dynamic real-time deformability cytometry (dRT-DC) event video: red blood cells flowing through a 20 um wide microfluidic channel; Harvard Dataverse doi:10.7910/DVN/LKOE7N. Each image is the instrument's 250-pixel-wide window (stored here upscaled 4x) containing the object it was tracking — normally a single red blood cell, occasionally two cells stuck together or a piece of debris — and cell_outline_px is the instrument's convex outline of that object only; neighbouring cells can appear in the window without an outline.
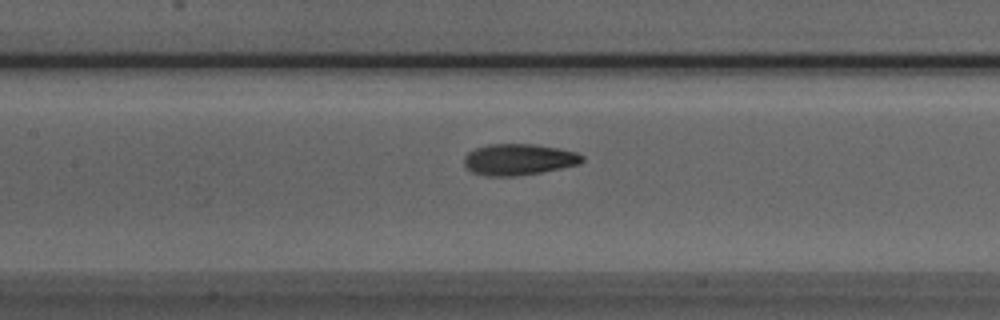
{"species": "Egyptian fruit bat (a non-hibernating species)", "species_latin": "Rousettus aegyptiacus", "temperature_condition": "room temperature", "stored_images_in_passage": 43, "camera_frame_rate_fps": 3000, "um_per_image_px": 0.085, "animal": {"sex": "male"}, "frame": {"image": 1, "passage_image": 14, "time_ms": 4.333, "image_size_px": [1000, 320], "cell_outline_px": [[584, 160], [580, 164], [540, 172], [512, 176], [488, 176], [472, 172], [464, 164], [464, 156], [468, 152], [476, 148], [488, 144], [532, 144], [556, 148], [576, 152], [584, 156]], "centroid_in_image_um": [44.08, 13.55], "position_along_channel_um": 163.3, "area_um2": 21.33}}
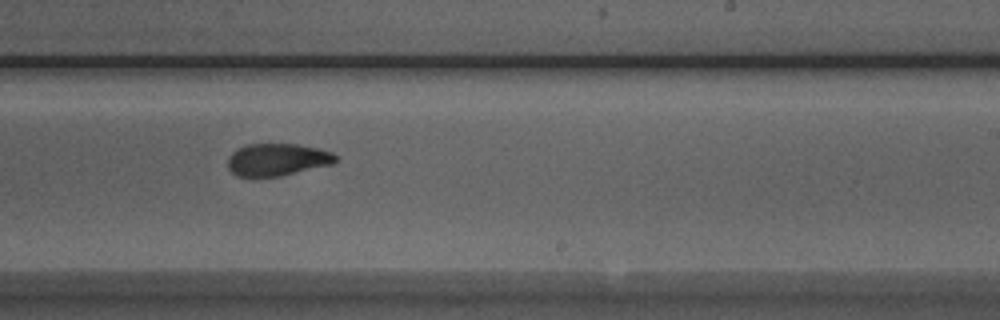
{"frame": {"image": 2, "passage_image": 22, "time_ms": 7.0, "image_size_px": [1000, 320], "cell_outline_px": [[336, 160], [332, 164], [280, 176], [236, 176], [228, 168], [228, 156], [236, 148], [248, 144], [296, 144], [320, 148], [332, 152], [336, 156]], "centroid_in_image_um": [23.55, 13.55], "position_along_channel_um": 265.5, "area_um2": 20.29}}
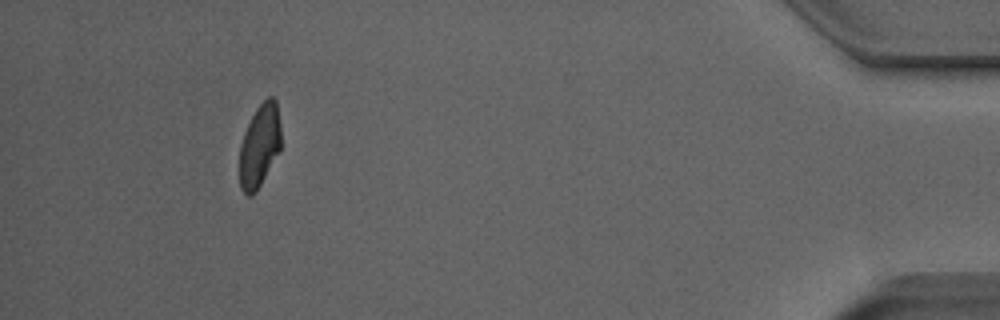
{"frame": {"image": 3, "passage_image": 39, "time_ms": 12.667, "image_size_px": [1000, 320], "cell_outline_px": [[280, 152], [256, 192], [252, 196], [248, 196], [240, 188], [240, 144], [244, 132], [256, 108], [268, 96], [272, 96], [276, 100], [280, 124]], "centroid_in_image_um": [22.07, 12.4], "position_along_channel_um": 413.1, "area_um2": 20.11}, "authors_computed_cell_mechanics": {"area_um2": 21.0392, "velocity_mm_per_s": 3.8401, "shape_relaxation_time_tau1_ms": 4.3424, "shape_relaxation_time_tau2_ms": 2.0116, "deformation_change_tau1": 0.1493, "deformation_change_tau2": 0.0813}}